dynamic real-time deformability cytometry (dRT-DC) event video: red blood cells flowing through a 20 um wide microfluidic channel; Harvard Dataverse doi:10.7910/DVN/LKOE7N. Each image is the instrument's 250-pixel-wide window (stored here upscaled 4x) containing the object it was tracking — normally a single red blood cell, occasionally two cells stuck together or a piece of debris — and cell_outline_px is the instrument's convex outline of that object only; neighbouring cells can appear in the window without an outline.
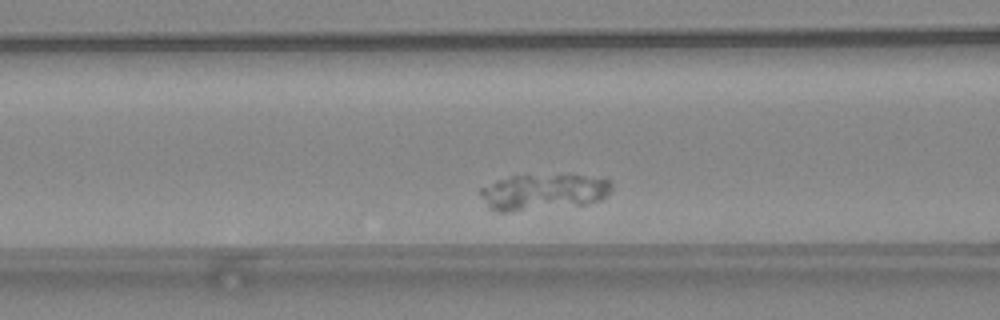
{"species": "common noctule bat (a hibernating species)", "species_latin": "Nyctalus noctula", "temperature_condition": "warm", "stored_images_in_passage": 31, "camera_frame_rate_fps": 3000, "um_per_image_px": 0.085, "animal": {"sex": "female", "body_mass_g": 24.6, "forearm_length_mm": 56.2}, "frame": {"image": 1, "passage_image": 8, "time_ms": 2.333, "image_size_px": [1000, 320], "cell_outline_px": [[612, 188], [600, 200], [584, 204], [508, 212], [492, 212], [488, 208], [480, 196], [480, 188], [496, 180], [512, 176], [584, 176], [612, 180]], "centroid_in_image_um": [46.12, 16.34], "position_along_channel_um": 120.5, "area_um2": 27.22}}
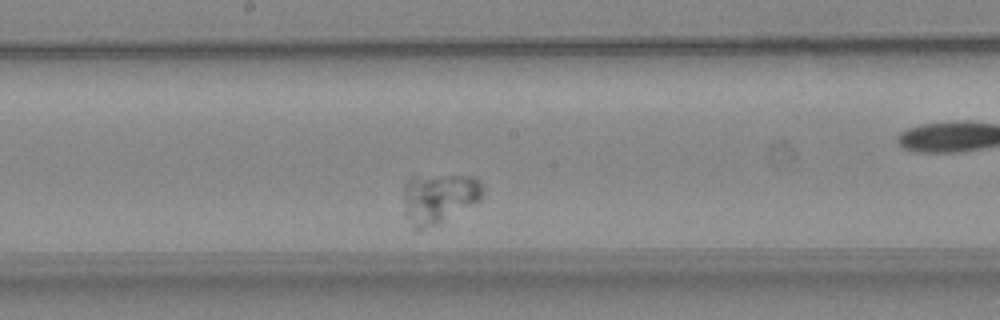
{"frame": {"image": 2, "passage_image": 15, "time_ms": 4.667, "image_size_px": [1000, 320], "cell_outline_px": [[484, 196], [480, 200], [436, 224], [420, 232], [416, 232], [412, 228], [404, 212], [404, 184], [412, 176], [476, 176], [480, 180], [484, 188]], "centroid_in_image_um": [37.29, 16.86], "position_along_channel_um": 210.9, "area_um2": 23.29}}
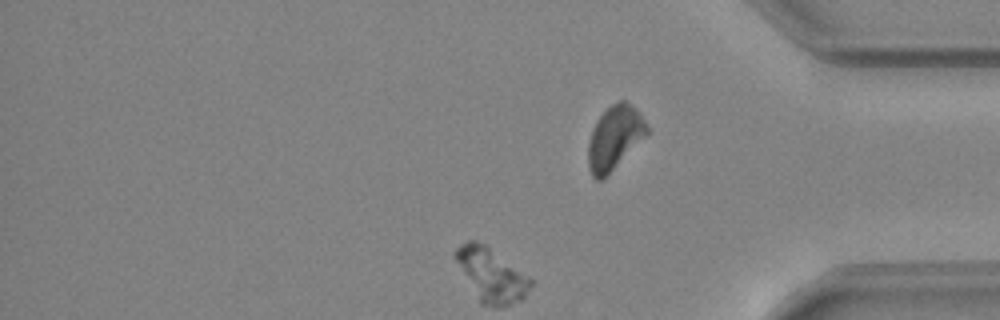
{"frame": {"image": 3, "passage_image": 31, "time_ms": 10.0, "image_size_px": [1000, 320], "cell_outline_px": [[648, 132], [600, 180], [596, 180], [592, 176], [588, 168], [588, 144], [596, 120], [612, 104], [620, 100], [624, 100], [636, 108], [640, 112], [648, 128]], "centroid_in_image_um": [52.21, 11.66], "position_along_channel_um": 383.0, "area_um2": 20.92}}